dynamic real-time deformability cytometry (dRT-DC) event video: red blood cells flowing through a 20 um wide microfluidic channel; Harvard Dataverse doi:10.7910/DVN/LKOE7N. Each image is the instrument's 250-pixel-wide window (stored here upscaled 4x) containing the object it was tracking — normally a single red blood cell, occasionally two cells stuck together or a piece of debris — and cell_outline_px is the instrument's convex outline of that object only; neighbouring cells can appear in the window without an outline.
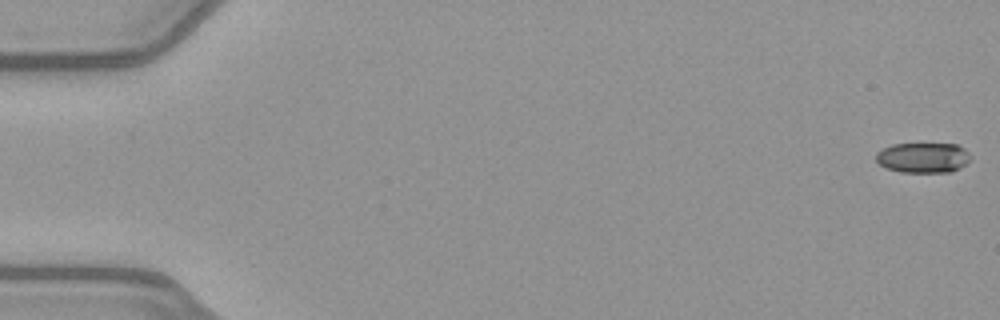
{"species": "common noctule bat (a hibernating species)", "species_latin": "Nyctalus noctula", "temperature_condition": "warm", "stored_images_in_passage": 52, "camera_frame_rate_fps": 3000, "um_per_image_px": 0.085, "animal": {"sex": "female", "body_mass_g": 21.9}, "frame": {"image": 1, "passage_image": 1, "time_ms": 0.0, "image_size_px": [1000, 320], "cell_outline_px": [[972, 156], [960, 168], [952, 172], [900, 172], [884, 168], [876, 160], [876, 152], [892, 144], [956, 144], [964, 148]], "centroid_in_image_um": [78.45, 13.4], "position_along_channel_um": 6.6, "area_um2": 16.7}}
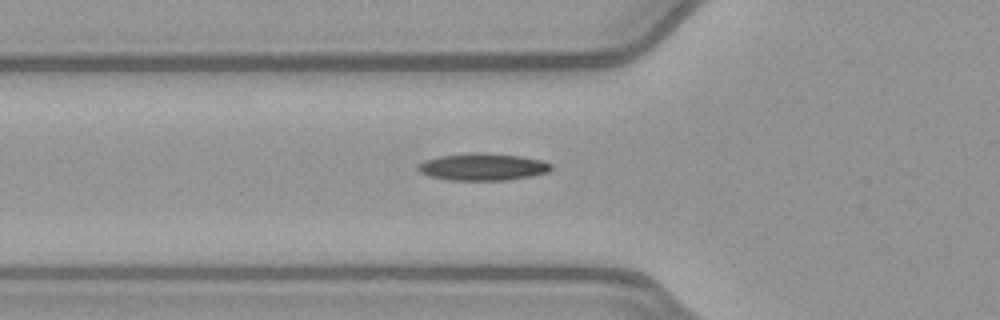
{"frame": {"image": 2, "passage_image": 19, "time_ms": 6.0, "image_size_px": [1000, 320], "cell_outline_px": [[552, 168], [548, 172], [532, 176], [508, 180], [448, 180], [428, 176], [420, 172], [416, 168], [416, 164], [424, 160], [440, 156], [472, 152], [484, 152], [520, 156], [540, 160], [552, 164]], "centroid_in_image_um": [40.99, 14.18], "position_along_channel_um": 84.8, "area_um2": 21.27}}
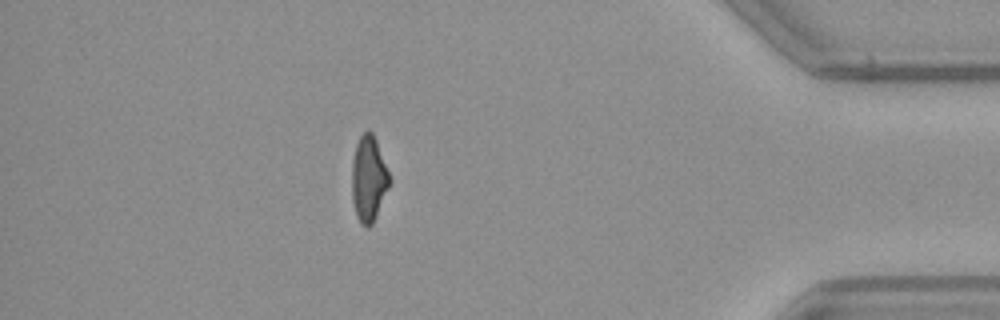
{"frame": {"image": 3, "passage_image": 46, "time_ms": 15.0, "image_size_px": [1000, 320], "cell_outline_px": [[392, 180], [376, 216], [372, 224], [368, 228], [360, 224], [356, 216], [352, 200], [352, 160], [356, 144], [360, 136], [364, 132], [372, 132], [376, 140]], "centroid_in_image_um": [31.33, 15.23], "position_along_channel_um": 403.9, "area_um2": 18.84}, "authors_computed_cell_mechanics": {"area_um2": 18.9295, "velocity_mm_per_s": 4.0303, "shape_relaxation_time_tau1_ms": 7.277, "shape_relaxation_time_tau2_ms": 2.9034, "deformation_change_tau1": 0.2179, "deformation_change_tau2": 0.1119}}